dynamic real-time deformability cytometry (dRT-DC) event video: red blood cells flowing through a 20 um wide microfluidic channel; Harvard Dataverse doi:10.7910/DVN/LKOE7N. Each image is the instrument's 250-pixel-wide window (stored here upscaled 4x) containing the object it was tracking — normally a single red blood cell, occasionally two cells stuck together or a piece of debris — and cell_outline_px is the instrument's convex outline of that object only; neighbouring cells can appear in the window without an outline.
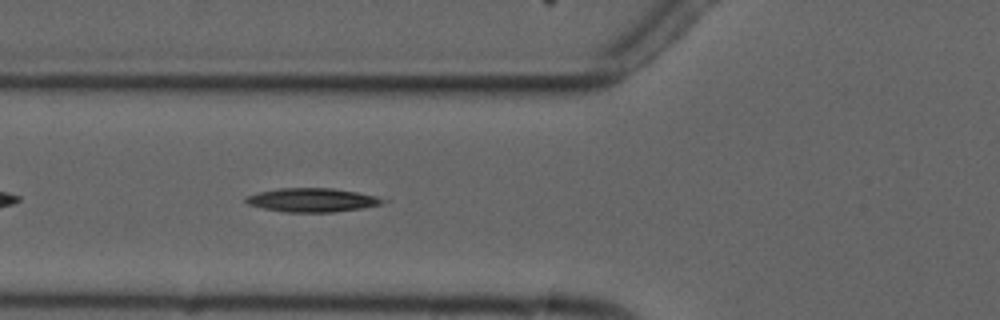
{"species": "common noctule bat (a hibernating species)", "species_latin": "Nyctalus noctula", "temperature_condition": "cold", "stored_images_in_passage": 6, "camera_frame_rate_fps": 3000, "um_per_image_px": 0.085, "animal": {"sex": "male", "forearm_length_mm": 52.5}, "frame": {"image": 1, "passage_image": 6, "time_ms": 6.667, "image_size_px": [1000, 320], "cell_outline_px": [[392, 200], [380, 204], [360, 208], [332, 212], [284, 212], [264, 208], [248, 204], [244, 200], [248, 196], [256, 192], [280, 188], [332, 188], [356, 192], [376, 196]], "centroid_in_image_um": [26.55, 17.0], "position_along_channel_um": 99.3, "area_um2": 18.9}}